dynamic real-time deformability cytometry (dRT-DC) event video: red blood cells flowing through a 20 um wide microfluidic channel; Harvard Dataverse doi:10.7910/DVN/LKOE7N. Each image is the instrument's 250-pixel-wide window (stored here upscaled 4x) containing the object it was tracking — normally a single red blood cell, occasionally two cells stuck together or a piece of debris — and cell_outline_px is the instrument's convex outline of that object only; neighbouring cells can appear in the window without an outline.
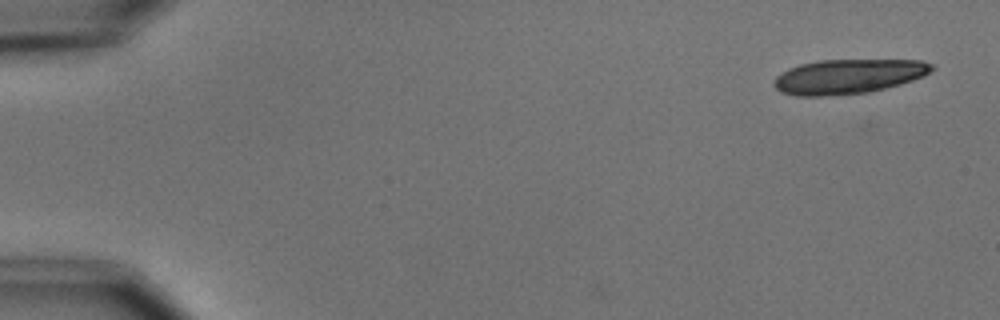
{"species": "common noctule bat (a hibernating species)", "species_latin": "Nyctalus noctula", "temperature_condition": "cold", "stored_images_in_passage": 6, "camera_frame_rate_fps": 3000, "um_per_image_px": 0.085, "animal": {"sex": "male", "body_mass_g": 15.6}, "frame": {"image": 1, "passage_image": 1, "time_ms": 0.0, "image_size_px": [1000, 320], "cell_outline_px": [[936, 68], [924, 76], [900, 84], [868, 92], [824, 96], [796, 96], [780, 92], [772, 84], [772, 80], [776, 76], [788, 68], [800, 64], [820, 60], [920, 60], [932, 64]], "centroid_in_image_um": [72.07, 6.5], "position_along_channel_um": 12.9, "area_um2": 31.91}}